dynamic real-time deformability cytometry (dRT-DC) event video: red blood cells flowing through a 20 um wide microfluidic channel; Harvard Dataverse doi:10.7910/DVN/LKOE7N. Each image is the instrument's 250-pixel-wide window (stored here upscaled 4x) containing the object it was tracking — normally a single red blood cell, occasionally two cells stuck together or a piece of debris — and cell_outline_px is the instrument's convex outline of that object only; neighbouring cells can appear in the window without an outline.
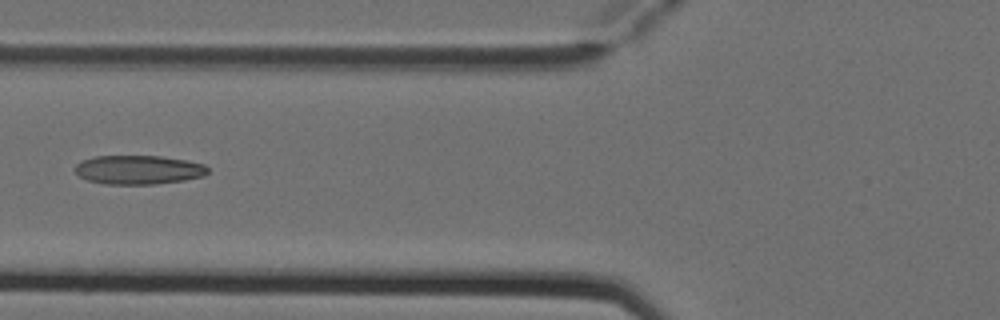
{"species": "Egyptian fruit bat (a non-hibernating species)", "species_latin": "Rousettus aegyptiacus", "temperature_condition": "cold", "stored_images_in_passage": 7, "camera_frame_rate_fps": 3000, "um_per_image_px": 0.085, "animal": {"sex": "female"}, "frame": {"image": 1, "passage_image": 6, "time_ms": 1.667, "image_size_px": [1000, 320], "cell_outline_px": [[208, 172], [204, 176], [184, 180], [152, 184], [104, 184], [88, 180], [80, 176], [76, 172], [76, 164], [80, 160], [96, 156], [160, 156], [184, 160], [204, 164], [208, 168]], "centroid_in_image_um": [11.76, 14.43], "position_along_channel_um": 114.0, "area_um2": 22.31}}
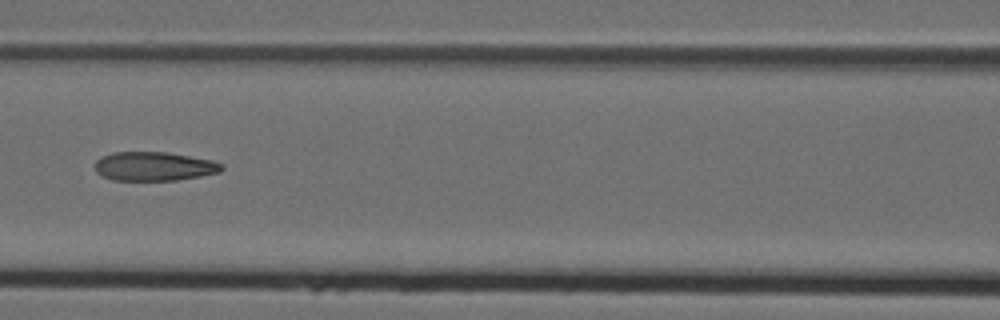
{"frame": {"image": 2, "passage_image": 7, "time_ms": 2.0, "image_size_px": [1000, 320], "cell_outline_px": [[224, 168], [220, 172], [200, 176], [176, 180], [112, 180], [96, 172], [96, 160], [112, 152], [168, 152], [212, 160], [224, 164]], "centroid_in_image_um": [13.13, 14.13], "position_along_channel_um": 153.5, "area_um2": 21.33}}